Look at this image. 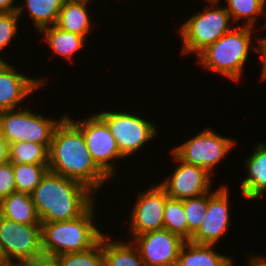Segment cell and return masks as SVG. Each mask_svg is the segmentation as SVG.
I'll use <instances>...</instances> for the list:
<instances>
[{"label":"cell","instance_id":"6da1fadb","mask_svg":"<svg viewBox=\"0 0 266 266\" xmlns=\"http://www.w3.org/2000/svg\"><path fill=\"white\" fill-rule=\"evenodd\" d=\"M48 166L49 171L83 184L96 197L111 180L93 161L83 132L67 115L54 131Z\"/></svg>","mask_w":266,"mask_h":266},{"label":"cell","instance_id":"7a4b0ae2","mask_svg":"<svg viewBox=\"0 0 266 266\" xmlns=\"http://www.w3.org/2000/svg\"><path fill=\"white\" fill-rule=\"evenodd\" d=\"M30 195L41 223L76 219L95 202L86 186L49 170Z\"/></svg>","mask_w":266,"mask_h":266},{"label":"cell","instance_id":"3957f363","mask_svg":"<svg viewBox=\"0 0 266 266\" xmlns=\"http://www.w3.org/2000/svg\"><path fill=\"white\" fill-rule=\"evenodd\" d=\"M253 31L255 30L252 27L235 25L197 56L198 64L207 71L223 75L235 84L239 83L245 64L250 58L249 52L253 49L257 54L258 47L252 43Z\"/></svg>","mask_w":266,"mask_h":266},{"label":"cell","instance_id":"277c9868","mask_svg":"<svg viewBox=\"0 0 266 266\" xmlns=\"http://www.w3.org/2000/svg\"><path fill=\"white\" fill-rule=\"evenodd\" d=\"M95 205L96 202L76 219L41 223L43 253L59 256L92 248L104 234L94 221Z\"/></svg>","mask_w":266,"mask_h":266},{"label":"cell","instance_id":"5b68a950","mask_svg":"<svg viewBox=\"0 0 266 266\" xmlns=\"http://www.w3.org/2000/svg\"><path fill=\"white\" fill-rule=\"evenodd\" d=\"M233 24L225 5L220 8L218 4H205L202 12L191 15L179 28L178 33L182 39L181 52L184 55L193 53L198 56L229 32Z\"/></svg>","mask_w":266,"mask_h":266},{"label":"cell","instance_id":"8992f818","mask_svg":"<svg viewBox=\"0 0 266 266\" xmlns=\"http://www.w3.org/2000/svg\"><path fill=\"white\" fill-rule=\"evenodd\" d=\"M67 114L57 119L38 115L31 108L0 111V130L9 144L35 142L51 144L57 125Z\"/></svg>","mask_w":266,"mask_h":266},{"label":"cell","instance_id":"52a82bcc","mask_svg":"<svg viewBox=\"0 0 266 266\" xmlns=\"http://www.w3.org/2000/svg\"><path fill=\"white\" fill-rule=\"evenodd\" d=\"M96 114L107 124L125 158L136 154L159 133L154 122L131 112L103 110Z\"/></svg>","mask_w":266,"mask_h":266},{"label":"cell","instance_id":"ba28073f","mask_svg":"<svg viewBox=\"0 0 266 266\" xmlns=\"http://www.w3.org/2000/svg\"><path fill=\"white\" fill-rule=\"evenodd\" d=\"M236 143L233 138L221 136L213 129L206 128L182 144L174 146L171 151L181 161L202 167L214 175L213 170L227 157Z\"/></svg>","mask_w":266,"mask_h":266},{"label":"cell","instance_id":"9c48e42d","mask_svg":"<svg viewBox=\"0 0 266 266\" xmlns=\"http://www.w3.org/2000/svg\"><path fill=\"white\" fill-rule=\"evenodd\" d=\"M66 113L83 132L86 146L96 165L111 180L115 178L117 173L115 160H123L125 157L121 154L107 124L97 114H91L83 121H76L70 117L68 112Z\"/></svg>","mask_w":266,"mask_h":266},{"label":"cell","instance_id":"30bf717a","mask_svg":"<svg viewBox=\"0 0 266 266\" xmlns=\"http://www.w3.org/2000/svg\"><path fill=\"white\" fill-rule=\"evenodd\" d=\"M0 242L7 260L25 262L44 254L41 224H21L0 215Z\"/></svg>","mask_w":266,"mask_h":266},{"label":"cell","instance_id":"8fae6325","mask_svg":"<svg viewBox=\"0 0 266 266\" xmlns=\"http://www.w3.org/2000/svg\"><path fill=\"white\" fill-rule=\"evenodd\" d=\"M226 185L208 192V207L203 223L192 235L190 242L195 244L216 245L226 236L231 226L230 194Z\"/></svg>","mask_w":266,"mask_h":266},{"label":"cell","instance_id":"7c38bea8","mask_svg":"<svg viewBox=\"0 0 266 266\" xmlns=\"http://www.w3.org/2000/svg\"><path fill=\"white\" fill-rule=\"evenodd\" d=\"M176 161L174 171L159 184L168 197L181 201L201 196L212 191V175L204 168L181 161L172 151H169Z\"/></svg>","mask_w":266,"mask_h":266},{"label":"cell","instance_id":"4fadbf2b","mask_svg":"<svg viewBox=\"0 0 266 266\" xmlns=\"http://www.w3.org/2000/svg\"><path fill=\"white\" fill-rule=\"evenodd\" d=\"M156 184L138 193V199L133 203L128 228L131 239L164 228L163 212L168 195L160 184Z\"/></svg>","mask_w":266,"mask_h":266},{"label":"cell","instance_id":"5bb4252c","mask_svg":"<svg viewBox=\"0 0 266 266\" xmlns=\"http://www.w3.org/2000/svg\"><path fill=\"white\" fill-rule=\"evenodd\" d=\"M130 240L146 266H176L180 250L186 242L165 229L134 236Z\"/></svg>","mask_w":266,"mask_h":266},{"label":"cell","instance_id":"9a60e30c","mask_svg":"<svg viewBox=\"0 0 266 266\" xmlns=\"http://www.w3.org/2000/svg\"><path fill=\"white\" fill-rule=\"evenodd\" d=\"M46 79L32 78L8 61H0V111L24 108V100L44 88Z\"/></svg>","mask_w":266,"mask_h":266},{"label":"cell","instance_id":"2e32d148","mask_svg":"<svg viewBox=\"0 0 266 266\" xmlns=\"http://www.w3.org/2000/svg\"><path fill=\"white\" fill-rule=\"evenodd\" d=\"M244 161L247 176L242 179L241 194L248 200H258L266 192V142L257 143Z\"/></svg>","mask_w":266,"mask_h":266},{"label":"cell","instance_id":"e0dca14e","mask_svg":"<svg viewBox=\"0 0 266 266\" xmlns=\"http://www.w3.org/2000/svg\"><path fill=\"white\" fill-rule=\"evenodd\" d=\"M214 246L186 241L176 266H233L235 261L230 255L218 253Z\"/></svg>","mask_w":266,"mask_h":266},{"label":"cell","instance_id":"ac0fdd59","mask_svg":"<svg viewBox=\"0 0 266 266\" xmlns=\"http://www.w3.org/2000/svg\"><path fill=\"white\" fill-rule=\"evenodd\" d=\"M90 4L92 3L65 0L55 25L63 30L79 34L88 39L87 35L90 34V30H92L91 26L94 23L90 20L88 10V5Z\"/></svg>","mask_w":266,"mask_h":266},{"label":"cell","instance_id":"d6986e66","mask_svg":"<svg viewBox=\"0 0 266 266\" xmlns=\"http://www.w3.org/2000/svg\"><path fill=\"white\" fill-rule=\"evenodd\" d=\"M0 215L21 224H41L31 195L13 191L0 201Z\"/></svg>","mask_w":266,"mask_h":266},{"label":"cell","instance_id":"ffe728a7","mask_svg":"<svg viewBox=\"0 0 266 266\" xmlns=\"http://www.w3.org/2000/svg\"><path fill=\"white\" fill-rule=\"evenodd\" d=\"M108 237V238H107ZM103 266H146L132 241L111 239L103 234Z\"/></svg>","mask_w":266,"mask_h":266},{"label":"cell","instance_id":"44dd1931","mask_svg":"<svg viewBox=\"0 0 266 266\" xmlns=\"http://www.w3.org/2000/svg\"><path fill=\"white\" fill-rule=\"evenodd\" d=\"M39 34H43V40L53 53L69 61L87 41L85 37L63 30L56 25L43 28Z\"/></svg>","mask_w":266,"mask_h":266},{"label":"cell","instance_id":"7402d4cb","mask_svg":"<svg viewBox=\"0 0 266 266\" xmlns=\"http://www.w3.org/2000/svg\"><path fill=\"white\" fill-rule=\"evenodd\" d=\"M65 0H24L25 4L18 5L17 15L20 17L23 11H28L35 29L38 33L46 27L53 26L57 22L58 14Z\"/></svg>","mask_w":266,"mask_h":266},{"label":"cell","instance_id":"603a6c76","mask_svg":"<svg viewBox=\"0 0 266 266\" xmlns=\"http://www.w3.org/2000/svg\"><path fill=\"white\" fill-rule=\"evenodd\" d=\"M225 8L230 14L233 23L238 24L242 19L243 26L256 29L255 24L259 16H266L265 0H225ZM245 20V21H244Z\"/></svg>","mask_w":266,"mask_h":266},{"label":"cell","instance_id":"cb8c5ba5","mask_svg":"<svg viewBox=\"0 0 266 266\" xmlns=\"http://www.w3.org/2000/svg\"><path fill=\"white\" fill-rule=\"evenodd\" d=\"M50 145L14 142L9 144V161L17 164H49Z\"/></svg>","mask_w":266,"mask_h":266},{"label":"cell","instance_id":"d4e9b609","mask_svg":"<svg viewBox=\"0 0 266 266\" xmlns=\"http://www.w3.org/2000/svg\"><path fill=\"white\" fill-rule=\"evenodd\" d=\"M48 170V164L13 163L16 191L31 194Z\"/></svg>","mask_w":266,"mask_h":266},{"label":"cell","instance_id":"484cf974","mask_svg":"<svg viewBox=\"0 0 266 266\" xmlns=\"http://www.w3.org/2000/svg\"><path fill=\"white\" fill-rule=\"evenodd\" d=\"M164 228L188 241V222L184 210V200L168 197L163 212Z\"/></svg>","mask_w":266,"mask_h":266},{"label":"cell","instance_id":"4316f807","mask_svg":"<svg viewBox=\"0 0 266 266\" xmlns=\"http://www.w3.org/2000/svg\"><path fill=\"white\" fill-rule=\"evenodd\" d=\"M60 266H103V235L90 249L57 256Z\"/></svg>","mask_w":266,"mask_h":266},{"label":"cell","instance_id":"83f0119b","mask_svg":"<svg viewBox=\"0 0 266 266\" xmlns=\"http://www.w3.org/2000/svg\"><path fill=\"white\" fill-rule=\"evenodd\" d=\"M208 207V193L184 200V210L188 222V241L203 223Z\"/></svg>","mask_w":266,"mask_h":266},{"label":"cell","instance_id":"f1b7e54d","mask_svg":"<svg viewBox=\"0 0 266 266\" xmlns=\"http://www.w3.org/2000/svg\"><path fill=\"white\" fill-rule=\"evenodd\" d=\"M20 18L17 13H0V55L18 33ZM0 61H4L3 57Z\"/></svg>","mask_w":266,"mask_h":266},{"label":"cell","instance_id":"f546056e","mask_svg":"<svg viewBox=\"0 0 266 266\" xmlns=\"http://www.w3.org/2000/svg\"><path fill=\"white\" fill-rule=\"evenodd\" d=\"M13 163L0 165V201L15 191Z\"/></svg>","mask_w":266,"mask_h":266},{"label":"cell","instance_id":"4dcf8cb0","mask_svg":"<svg viewBox=\"0 0 266 266\" xmlns=\"http://www.w3.org/2000/svg\"><path fill=\"white\" fill-rule=\"evenodd\" d=\"M26 266H60L57 256L42 254L25 261Z\"/></svg>","mask_w":266,"mask_h":266},{"label":"cell","instance_id":"1f68e13d","mask_svg":"<svg viewBox=\"0 0 266 266\" xmlns=\"http://www.w3.org/2000/svg\"><path fill=\"white\" fill-rule=\"evenodd\" d=\"M255 40H257L256 42H258V49H257V54L260 57L261 63H262V71H261V81H266V37H262L261 38H254Z\"/></svg>","mask_w":266,"mask_h":266},{"label":"cell","instance_id":"d6a6232c","mask_svg":"<svg viewBox=\"0 0 266 266\" xmlns=\"http://www.w3.org/2000/svg\"><path fill=\"white\" fill-rule=\"evenodd\" d=\"M9 161V143L0 130V165Z\"/></svg>","mask_w":266,"mask_h":266},{"label":"cell","instance_id":"836d02e7","mask_svg":"<svg viewBox=\"0 0 266 266\" xmlns=\"http://www.w3.org/2000/svg\"><path fill=\"white\" fill-rule=\"evenodd\" d=\"M16 0H0V13H17L18 3Z\"/></svg>","mask_w":266,"mask_h":266},{"label":"cell","instance_id":"e575fe53","mask_svg":"<svg viewBox=\"0 0 266 266\" xmlns=\"http://www.w3.org/2000/svg\"><path fill=\"white\" fill-rule=\"evenodd\" d=\"M252 266H266V257L252 254Z\"/></svg>","mask_w":266,"mask_h":266},{"label":"cell","instance_id":"d590c367","mask_svg":"<svg viewBox=\"0 0 266 266\" xmlns=\"http://www.w3.org/2000/svg\"><path fill=\"white\" fill-rule=\"evenodd\" d=\"M0 266H26L24 261L7 260L0 263Z\"/></svg>","mask_w":266,"mask_h":266},{"label":"cell","instance_id":"8d00e7d4","mask_svg":"<svg viewBox=\"0 0 266 266\" xmlns=\"http://www.w3.org/2000/svg\"><path fill=\"white\" fill-rule=\"evenodd\" d=\"M4 261H7V258H6V255L4 253V250H3V247H2V244L0 242V263L1 262H4Z\"/></svg>","mask_w":266,"mask_h":266},{"label":"cell","instance_id":"74e56055","mask_svg":"<svg viewBox=\"0 0 266 266\" xmlns=\"http://www.w3.org/2000/svg\"><path fill=\"white\" fill-rule=\"evenodd\" d=\"M203 1V0H202ZM206 3H210V4H218L219 5V2H221V0H204Z\"/></svg>","mask_w":266,"mask_h":266},{"label":"cell","instance_id":"f35d334b","mask_svg":"<svg viewBox=\"0 0 266 266\" xmlns=\"http://www.w3.org/2000/svg\"><path fill=\"white\" fill-rule=\"evenodd\" d=\"M252 254H253V253H250V254L248 255V257H249V258H248V261H249L248 264H249V265H247V266H252Z\"/></svg>","mask_w":266,"mask_h":266},{"label":"cell","instance_id":"ab89813d","mask_svg":"<svg viewBox=\"0 0 266 266\" xmlns=\"http://www.w3.org/2000/svg\"><path fill=\"white\" fill-rule=\"evenodd\" d=\"M71 1H80V2H88V3H91L93 0H71Z\"/></svg>","mask_w":266,"mask_h":266},{"label":"cell","instance_id":"60d3db41","mask_svg":"<svg viewBox=\"0 0 266 266\" xmlns=\"http://www.w3.org/2000/svg\"><path fill=\"white\" fill-rule=\"evenodd\" d=\"M265 2H266V0H265ZM266 20V19H265ZM264 25V26H263ZM263 25H262V29L263 28H265L266 29V21H265V23H263Z\"/></svg>","mask_w":266,"mask_h":266}]
</instances>
